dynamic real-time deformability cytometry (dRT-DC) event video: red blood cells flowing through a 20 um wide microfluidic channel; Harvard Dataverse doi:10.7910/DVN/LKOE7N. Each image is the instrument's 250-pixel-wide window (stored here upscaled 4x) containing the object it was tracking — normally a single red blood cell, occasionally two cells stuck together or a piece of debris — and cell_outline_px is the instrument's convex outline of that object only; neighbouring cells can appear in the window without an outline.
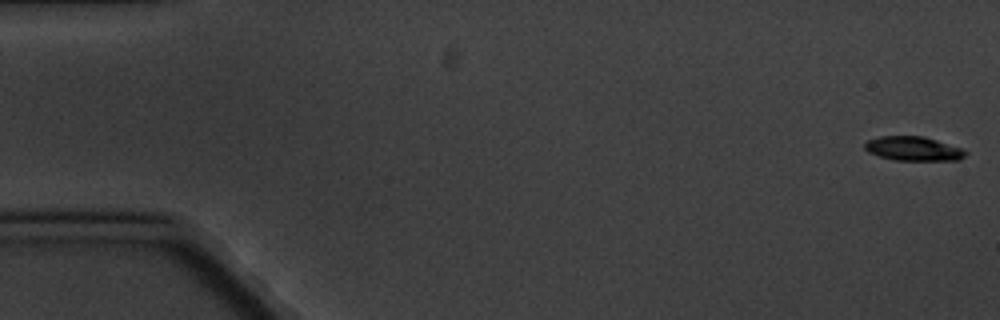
{"species": "common noctule bat (a hibernating species)", "species_latin": "Nyctalus noctula", "temperature_condition": "cold", "stored_images_in_passage": 5, "camera_frame_rate_fps": 3000, "um_per_image_px": 0.085, "animal": {"sex": "male", "body_mass_g": 20.1, "forearm_length_mm": 53.5}, "frame": {"image": 1, "passage_image": 1, "time_ms": 0.0, "image_size_px": [1000, 320], "cell_outline_px": [[968, 152], [960, 160], [896, 160], [880, 156], [868, 152], [864, 148], [864, 144], [868, 140], [880, 136], [924, 136], [960, 148]], "centroid_in_image_um": [77.62, 12.63], "position_along_channel_um": 7.4, "area_um2": 14.05}}